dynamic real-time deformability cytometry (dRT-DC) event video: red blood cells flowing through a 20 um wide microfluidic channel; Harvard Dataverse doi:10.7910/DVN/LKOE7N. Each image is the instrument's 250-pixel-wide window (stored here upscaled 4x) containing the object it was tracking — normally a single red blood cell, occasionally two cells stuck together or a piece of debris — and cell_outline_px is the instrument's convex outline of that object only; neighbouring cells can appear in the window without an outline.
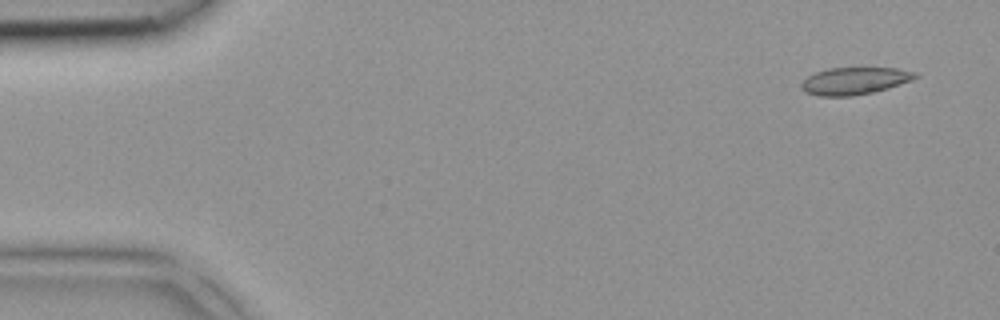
{"species": "common noctule bat (a hibernating species)", "species_latin": "Nyctalus noctula", "temperature_condition": "room temperature", "stored_images_in_passage": 5, "segment_of_instrument_passage": [2, 2], "camera_frame_rate_fps": 3000, "um_per_image_px": 0.085, "animal": {"sex": "female", "body_mass_g": 18.4}, "frame": {"image": 1, "passage_image": 5, "time_ms": 1.333, "image_size_px": [1000, 320], "cell_outline_px": [[920, 76], [912, 80], [888, 88], [872, 92], [852, 96], [820, 96], [804, 92], [800, 88], [800, 84], [808, 76], [816, 72], [828, 68], [896, 68], [916, 72]], "centroid_in_image_um": [72.63, 6.87], "position_along_channel_um": 12.4, "area_um2": 18.09}}